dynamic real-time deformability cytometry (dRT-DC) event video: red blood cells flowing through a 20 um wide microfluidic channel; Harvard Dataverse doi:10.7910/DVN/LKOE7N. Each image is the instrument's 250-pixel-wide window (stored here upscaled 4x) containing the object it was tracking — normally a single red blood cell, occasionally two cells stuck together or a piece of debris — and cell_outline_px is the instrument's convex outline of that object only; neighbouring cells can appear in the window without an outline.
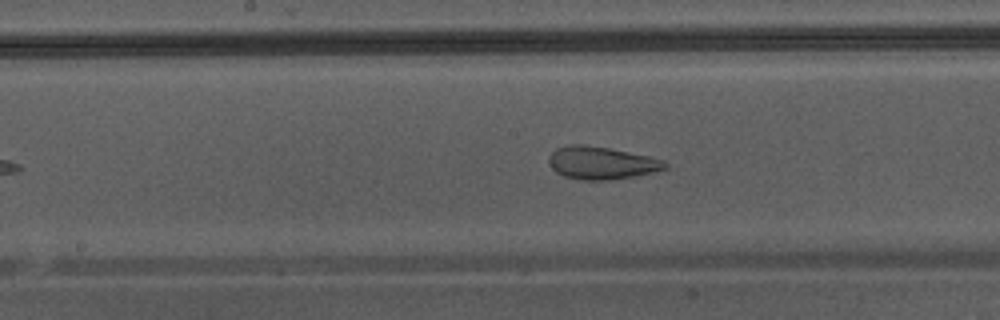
{"species": "Egyptian fruit bat (a non-hibernating species)", "species_latin": "Rousettus aegyptiacus", "temperature_condition": "warm", "stored_images_in_passage": 39, "camera_frame_rate_fps": 3000, "um_per_image_px": 0.085, "animal": {"sex": "male"}, "frame": {"image": 1, "passage_image": 17, "time_ms": 5.333, "image_size_px": [1000, 320], "cell_outline_px": [[668, 172], [612, 180], [584, 180], [564, 176], [556, 172], [548, 164], [548, 156], [556, 148], [568, 144], [584, 144], [608, 148], [648, 156], [664, 160], [668, 164]], "centroid_in_image_um": [51.21, 13.87], "position_along_channel_um": 197.0, "area_um2": 22.83}}
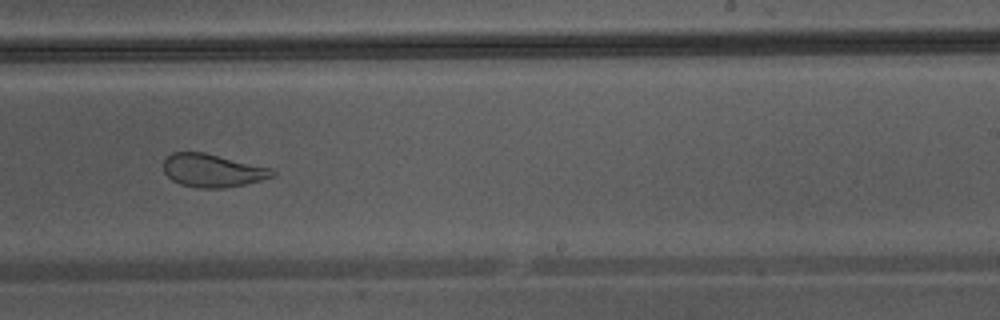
{"frame": {"image": 2, "passage_image": 22, "time_ms": 7.0, "image_size_px": [1000, 320], "cell_outline_px": [[276, 176], [244, 184], [224, 188], [200, 188], [180, 184], [172, 180], [164, 172], [164, 160], [172, 152], [204, 152], [272, 168], [276, 172]], "centroid_in_image_um": [18.08, 14.49], "position_along_channel_um": 270.9, "area_um2": 20.98}}